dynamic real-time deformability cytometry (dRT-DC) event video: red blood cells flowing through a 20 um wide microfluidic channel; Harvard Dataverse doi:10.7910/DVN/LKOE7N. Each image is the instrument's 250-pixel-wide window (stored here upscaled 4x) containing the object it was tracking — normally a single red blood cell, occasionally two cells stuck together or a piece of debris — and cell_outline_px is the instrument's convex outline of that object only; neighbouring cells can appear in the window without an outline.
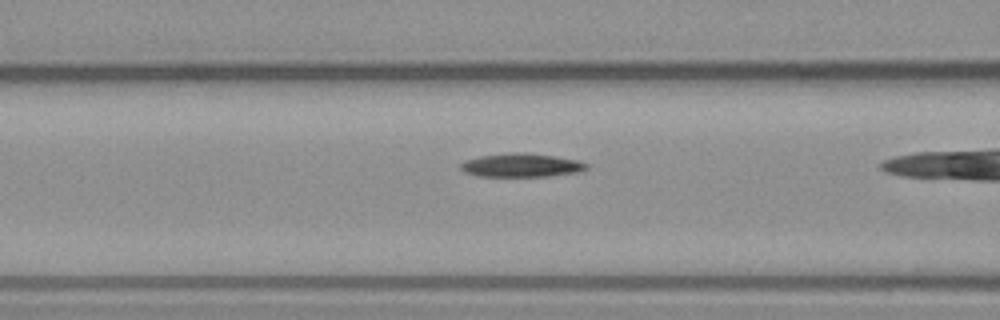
{"species": "common noctule bat (a hibernating species)", "species_latin": "Nyctalus noctula", "temperature_condition": "warm", "stored_images_in_passage": 36, "camera_frame_rate_fps": 3000, "um_per_image_px": 0.085, "animal": {"sex": "male", "body_mass_g": 23.1, "forearm_length_mm": 52.7}, "frame": {"image": 1, "passage_image": 16, "time_ms": 5.0, "image_size_px": [1000, 320], "cell_outline_px": [[588, 168], [580, 172], [552, 176], [480, 176], [464, 172], [460, 168], [460, 164], [464, 160], [480, 156], [512, 152], [524, 152], [556, 156], [580, 160], [588, 164]], "centroid_in_image_um": [44.35, 14.04], "position_along_channel_um": 122.2, "area_um2": 17.51}}
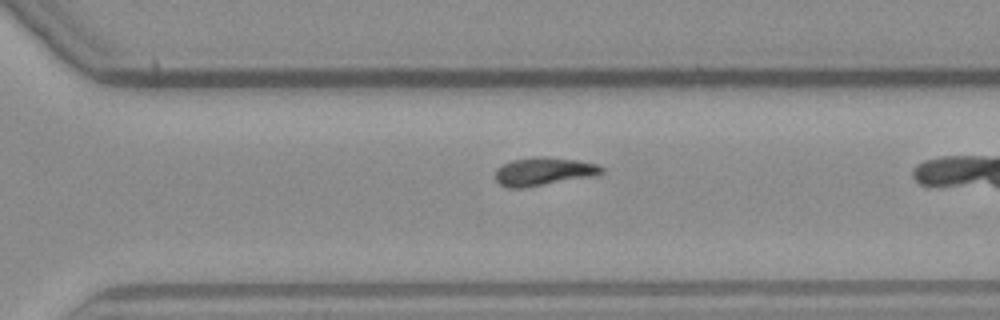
{"frame": {"image": 2, "passage_image": 31, "time_ms": 10.0, "image_size_px": [1000, 320], "cell_outline_px": [[604, 172], [596, 176], [524, 188], [508, 188], [500, 184], [496, 180], [496, 168], [512, 160], [544, 156], [548, 156], [576, 160], [600, 164], [604, 168]], "centroid_in_image_um": [46.26, 14.58], "position_along_channel_um": 324.3, "area_um2": 17.63}}
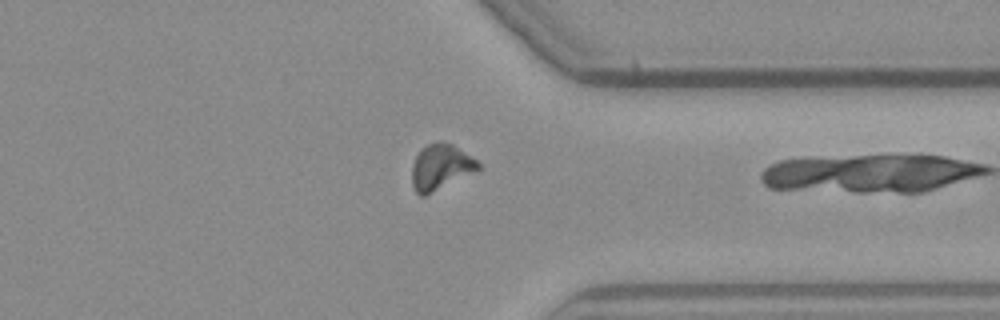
{"frame": {"image": 3, "passage_image": 35, "time_ms": 11.333, "image_size_px": [1000, 320], "cell_outline_px": [[484, 168], [480, 172], [424, 196], [420, 196], [416, 192], [412, 184], [412, 164], [420, 148], [436, 140], [440, 140], [452, 144], [476, 160]], "centroid_in_image_um": [37.5, 14.21], "position_along_channel_um": 373.9, "area_um2": 18.21}}